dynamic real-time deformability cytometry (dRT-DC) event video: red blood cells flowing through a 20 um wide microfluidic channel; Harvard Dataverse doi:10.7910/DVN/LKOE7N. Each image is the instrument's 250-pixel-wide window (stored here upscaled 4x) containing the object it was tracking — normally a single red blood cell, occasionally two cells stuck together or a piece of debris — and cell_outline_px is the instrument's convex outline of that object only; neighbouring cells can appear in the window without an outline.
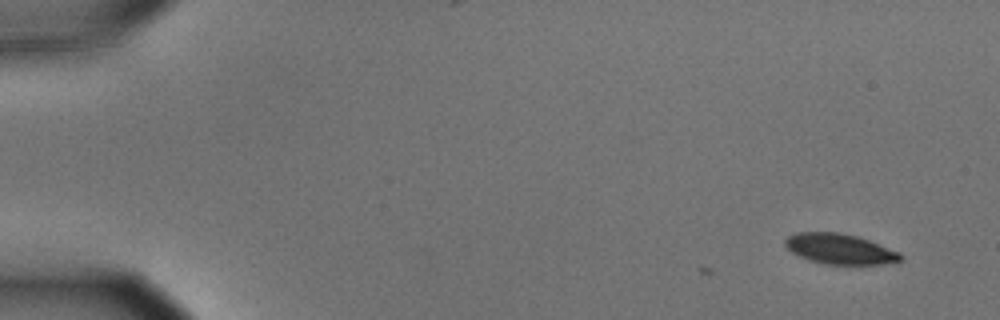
{"species": "common noctule bat (a hibernating species)", "species_latin": "Nyctalus noctula", "temperature_condition": "cold", "stored_images_in_passage": 3, "camera_frame_rate_fps": 3000, "um_per_image_px": 0.085, "animal": {"sex": "male", "body_mass_g": 15.6}, "frame": {"image": 1, "passage_image": 1, "time_ms": 0.0, "image_size_px": [1000, 320], "cell_outline_px": [[900, 260], [880, 264], [828, 264], [808, 260], [792, 252], [784, 244], [784, 240], [788, 236], [796, 232], [840, 232], [856, 236], [868, 240], [900, 252]], "centroid_in_image_um": [71.33, 21.14], "position_along_channel_um": 13.7, "area_um2": 20.11}}